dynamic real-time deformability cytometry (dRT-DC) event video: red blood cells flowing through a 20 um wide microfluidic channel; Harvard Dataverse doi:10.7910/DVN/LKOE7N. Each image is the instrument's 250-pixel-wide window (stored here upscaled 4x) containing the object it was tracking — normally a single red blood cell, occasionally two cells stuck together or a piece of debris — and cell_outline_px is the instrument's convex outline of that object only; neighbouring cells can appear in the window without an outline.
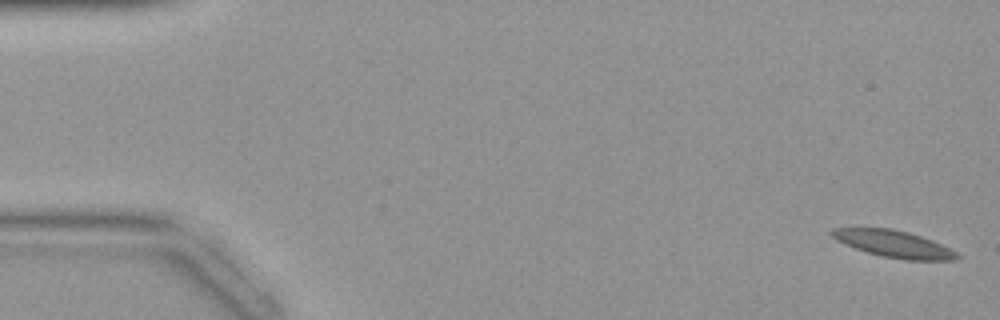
{"species": "common noctule bat (a hibernating species)", "species_latin": "Nyctalus noctula", "temperature_condition": "warm", "stored_images_in_passage": 44, "camera_frame_rate_fps": 3000, "um_per_image_px": 0.085, "animal": {"sex": "female", "body_mass_g": 19.9}, "frame": {"image": 1, "passage_image": 1, "time_ms": 0.0, "image_size_px": [1000, 320], "cell_outline_px": [[960, 256], [956, 260], [904, 260], [880, 256], [844, 244], [836, 240], [832, 236], [832, 228], [892, 228], [908, 232], [932, 240], [956, 252]], "centroid_in_image_um": [75.97, 20.74], "position_along_channel_um": 9.0, "area_um2": 19.42}}
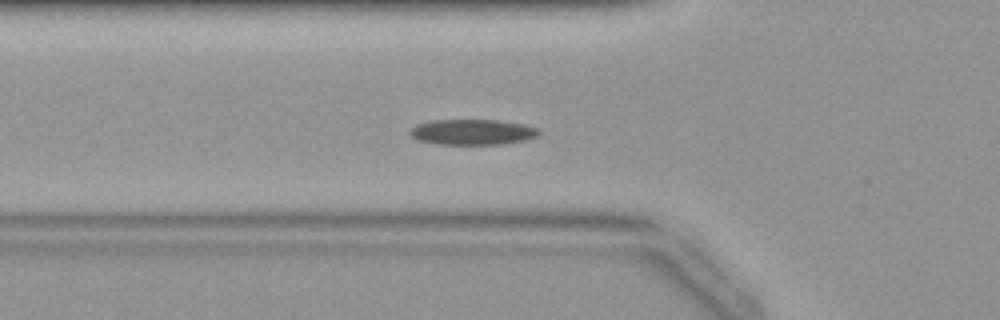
{"frame": {"image": 2, "passage_image": 15, "time_ms": 4.667, "image_size_px": [1000, 320], "cell_outline_px": [[540, 136], [524, 140], [500, 144], [436, 144], [420, 140], [412, 136], [408, 132], [416, 124], [428, 120], [500, 120], [524, 124], [540, 128]], "centroid_in_image_um": [40.19, 11.21], "position_along_channel_um": 85.6, "area_um2": 19.31}}
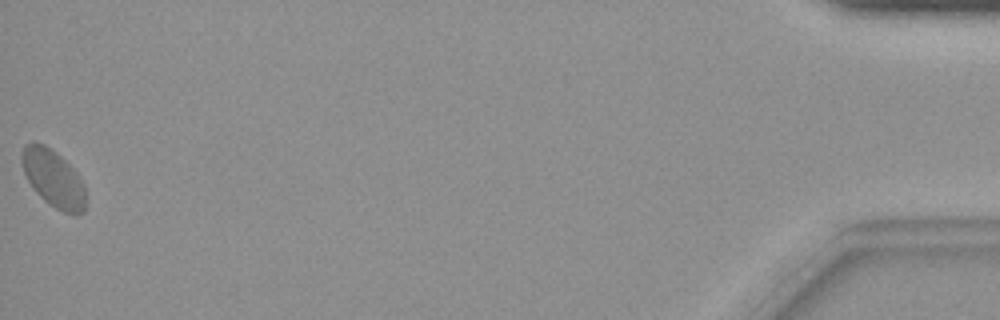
{"frame": {"image": 3, "passage_image": 44, "time_ms": 14.333, "image_size_px": [1000, 320], "cell_outline_px": [[84, 212], [76, 216], [64, 212], [56, 208], [44, 200], [32, 188], [24, 172], [20, 160], [20, 156], [24, 144], [32, 140], [44, 144], [56, 152], [76, 172], [84, 184]], "centroid_in_image_um": [4.5, 15.14], "position_along_channel_um": 430.7, "area_um2": 21.39}}